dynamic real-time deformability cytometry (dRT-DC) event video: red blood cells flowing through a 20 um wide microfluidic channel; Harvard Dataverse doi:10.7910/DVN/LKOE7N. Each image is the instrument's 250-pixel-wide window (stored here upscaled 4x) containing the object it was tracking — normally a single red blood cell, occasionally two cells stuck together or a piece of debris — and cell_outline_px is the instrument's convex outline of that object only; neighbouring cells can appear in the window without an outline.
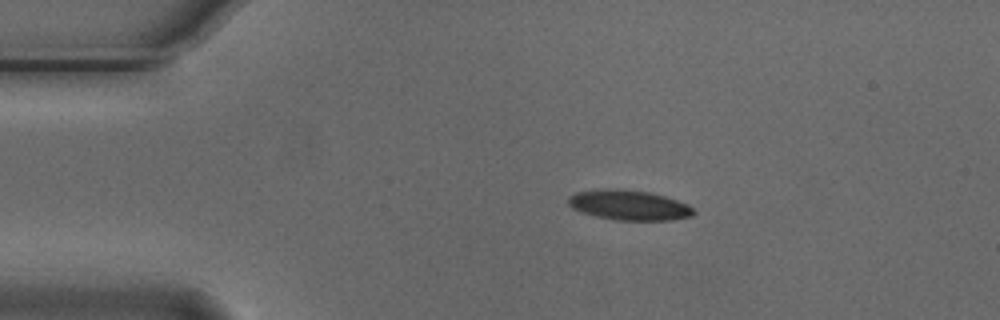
{"species": "Egyptian fruit bat (a non-hibernating species)", "species_latin": "Rousettus aegyptiacus", "temperature_condition": "cold", "stored_images_in_passage": 2, "camera_frame_rate_fps": 3000, "um_per_image_px": 0.085, "animal": {"sex": "male"}, "frame": {"image": 1, "passage_image": 1, "time_ms": 0.0, "image_size_px": [1000, 320], "cell_outline_px": [[696, 212], [692, 216], [672, 220], [616, 220], [596, 216], [580, 212], [572, 208], [568, 204], [568, 196], [576, 192], [604, 188], [616, 188], [648, 192], [664, 196], [688, 204]], "centroid_in_image_um": [53.44, 17.43], "position_along_channel_um": 31.6, "area_um2": 22.02}}